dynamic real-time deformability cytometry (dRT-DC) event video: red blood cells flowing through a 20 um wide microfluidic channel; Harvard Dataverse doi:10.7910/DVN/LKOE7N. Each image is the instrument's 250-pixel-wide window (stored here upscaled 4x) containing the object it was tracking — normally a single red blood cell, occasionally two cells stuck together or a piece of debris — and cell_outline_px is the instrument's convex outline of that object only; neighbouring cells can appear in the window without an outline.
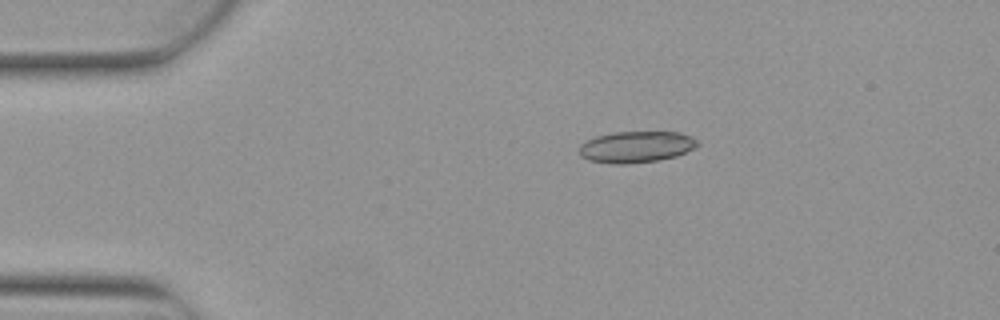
{"species": "Egyptian fruit bat (a non-hibernating species)", "species_latin": "Rousettus aegyptiacus", "temperature_condition": "warm", "stored_images_in_passage": 2, "camera_frame_rate_fps": 3000, "um_per_image_px": 0.085, "animal": {"sex": "female"}, "frame": {"image": 1, "passage_image": 2, "time_ms": 0.333, "image_size_px": [1000, 320], "cell_outline_px": [[700, 144], [676, 156], [660, 160], [628, 164], [612, 164], [588, 160], [580, 156], [580, 144], [596, 136], [612, 132], [680, 132], [692, 136]], "centroid_in_image_um": [54.06, 12.49], "position_along_channel_um": 30.9, "area_um2": 21.68}}